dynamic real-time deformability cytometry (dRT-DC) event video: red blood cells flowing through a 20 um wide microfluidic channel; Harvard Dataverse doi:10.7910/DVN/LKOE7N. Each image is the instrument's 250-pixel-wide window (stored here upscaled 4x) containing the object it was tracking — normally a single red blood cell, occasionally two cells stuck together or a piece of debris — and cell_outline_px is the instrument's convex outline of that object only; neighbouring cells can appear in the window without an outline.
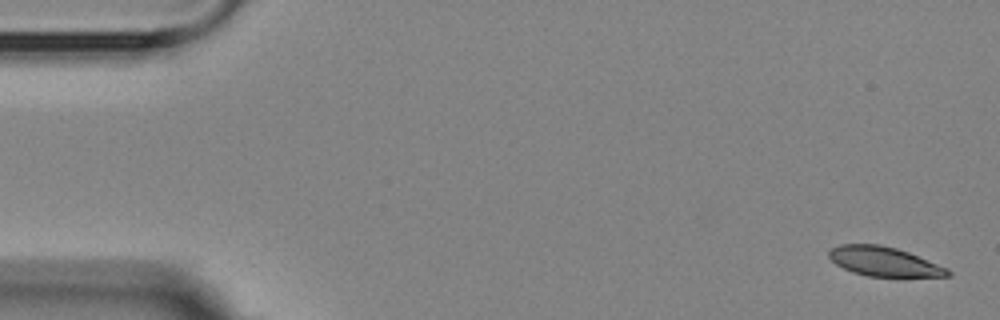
{"species": "Egyptian fruit bat (a non-hibernating species)", "species_latin": "Rousettus aegyptiacus", "temperature_condition": "room temperature", "stored_images_in_passage": 5, "camera_frame_rate_fps": 3000, "um_per_image_px": 0.085, "animal": {"sex": "female"}, "frame": {"image": 1, "passage_image": 1, "time_ms": 0.0, "image_size_px": [1000, 320], "cell_outline_px": [[952, 276], [900, 280], [868, 276], [852, 272], [836, 264], [828, 256], [828, 252], [832, 248], [840, 244], [880, 244], [896, 248], [908, 252], [948, 268], [952, 272]], "centroid_in_image_um": [75.25, 22.3], "position_along_channel_um": 9.8, "area_um2": 21.39}}
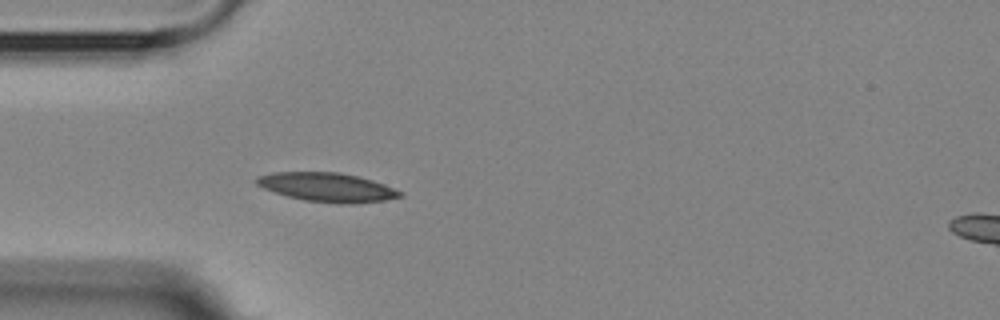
{"frame": {"image": 2, "passage_image": 5, "time_ms": 4.667, "image_size_px": [1000, 320], "cell_outline_px": [[404, 196], [384, 200], [352, 204], [336, 204], [304, 200], [288, 196], [264, 188], [256, 184], [256, 176], [272, 172], [340, 172], [372, 180], [384, 184], [404, 192]], "centroid_in_image_um": [27.83, 15.92], "position_along_channel_um": 57.2, "area_um2": 24.28}}